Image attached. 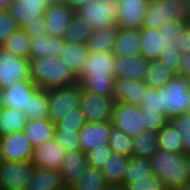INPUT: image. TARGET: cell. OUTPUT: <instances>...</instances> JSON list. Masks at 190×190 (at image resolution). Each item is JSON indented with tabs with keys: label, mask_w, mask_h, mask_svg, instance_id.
Listing matches in <instances>:
<instances>
[{
	"label": "cell",
	"mask_w": 190,
	"mask_h": 190,
	"mask_svg": "<svg viewBox=\"0 0 190 190\" xmlns=\"http://www.w3.org/2000/svg\"><path fill=\"white\" fill-rule=\"evenodd\" d=\"M114 61L115 56L111 52H89L77 77L78 83L89 92L114 98Z\"/></svg>",
	"instance_id": "1"
},
{
	"label": "cell",
	"mask_w": 190,
	"mask_h": 190,
	"mask_svg": "<svg viewBox=\"0 0 190 190\" xmlns=\"http://www.w3.org/2000/svg\"><path fill=\"white\" fill-rule=\"evenodd\" d=\"M31 80L44 90L78 83L63 59L51 56L30 60Z\"/></svg>",
	"instance_id": "2"
},
{
	"label": "cell",
	"mask_w": 190,
	"mask_h": 190,
	"mask_svg": "<svg viewBox=\"0 0 190 190\" xmlns=\"http://www.w3.org/2000/svg\"><path fill=\"white\" fill-rule=\"evenodd\" d=\"M150 163L153 174L168 190H179L190 179L184 152L173 153L159 148L150 158Z\"/></svg>",
	"instance_id": "3"
},
{
	"label": "cell",
	"mask_w": 190,
	"mask_h": 190,
	"mask_svg": "<svg viewBox=\"0 0 190 190\" xmlns=\"http://www.w3.org/2000/svg\"><path fill=\"white\" fill-rule=\"evenodd\" d=\"M157 90L160 93V109L168 120L186 114L188 102L190 101L187 79L175 75Z\"/></svg>",
	"instance_id": "4"
},
{
	"label": "cell",
	"mask_w": 190,
	"mask_h": 190,
	"mask_svg": "<svg viewBox=\"0 0 190 190\" xmlns=\"http://www.w3.org/2000/svg\"><path fill=\"white\" fill-rule=\"evenodd\" d=\"M189 17L185 0H150L143 27L160 30L171 20L187 21Z\"/></svg>",
	"instance_id": "5"
},
{
	"label": "cell",
	"mask_w": 190,
	"mask_h": 190,
	"mask_svg": "<svg viewBox=\"0 0 190 190\" xmlns=\"http://www.w3.org/2000/svg\"><path fill=\"white\" fill-rule=\"evenodd\" d=\"M76 14L92 26V32L107 27H117L116 0H93L76 10Z\"/></svg>",
	"instance_id": "6"
},
{
	"label": "cell",
	"mask_w": 190,
	"mask_h": 190,
	"mask_svg": "<svg viewBox=\"0 0 190 190\" xmlns=\"http://www.w3.org/2000/svg\"><path fill=\"white\" fill-rule=\"evenodd\" d=\"M49 101V120L56 124L65 115L80 107L81 84L47 89Z\"/></svg>",
	"instance_id": "7"
},
{
	"label": "cell",
	"mask_w": 190,
	"mask_h": 190,
	"mask_svg": "<svg viewBox=\"0 0 190 190\" xmlns=\"http://www.w3.org/2000/svg\"><path fill=\"white\" fill-rule=\"evenodd\" d=\"M18 82H33L30 60L16 56L0 46V90L12 87Z\"/></svg>",
	"instance_id": "8"
},
{
	"label": "cell",
	"mask_w": 190,
	"mask_h": 190,
	"mask_svg": "<svg viewBox=\"0 0 190 190\" xmlns=\"http://www.w3.org/2000/svg\"><path fill=\"white\" fill-rule=\"evenodd\" d=\"M141 113L142 109L138 105L115 101L111 121L112 126L133 138L146 131Z\"/></svg>",
	"instance_id": "9"
},
{
	"label": "cell",
	"mask_w": 190,
	"mask_h": 190,
	"mask_svg": "<svg viewBox=\"0 0 190 190\" xmlns=\"http://www.w3.org/2000/svg\"><path fill=\"white\" fill-rule=\"evenodd\" d=\"M114 98L89 92L81 87L80 109L86 122L112 121Z\"/></svg>",
	"instance_id": "10"
},
{
	"label": "cell",
	"mask_w": 190,
	"mask_h": 190,
	"mask_svg": "<svg viewBox=\"0 0 190 190\" xmlns=\"http://www.w3.org/2000/svg\"><path fill=\"white\" fill-rule=\"evenodd\" d=\"M33 170L31 161H3L0 164V190H25Z\"/></svg>",
	"instance_id": "11"
},
{
	"label": "cell",
	"mask_w": 190,
	"mask_h": 190,
	"mask_svg": "<svg viewBox=\"0 0 190 190\" xmlns=\"http://www.w3.org/2000/svg\"><path fill=\"white\" fill-rule=\"evenodd\" d=\"M76 11L63 1H51L45 11L48 36L64 38Z\"/></svg>",
	"instance_id": "12"
},
{
	"label": "cell",
	"mask_w": 190,
	"mask_h": 190,
	"mask_svg": "<svg viewBox=\"0 0 190 190\" xmlns=\"http://www.w3.org/2000/svg\"><path fill=\"white\" fill-rule=\"evenodd\" d=\"M150 0H116L118 6L117 27L140 30L143 27Z\"/></svg>",
	"instance_id": "13"
},
{
	"label": "cell",
	"mask_w": 190,
	"mask_h": 190,
	"mask_svg": "<svg viewBox=\"0 0 190 190\" xmlns=\"http://www.w3.org/2000/svg\"><path fill=\"white\" fill-rule=\"evenodd\" d=\"M4 161H31L34 147L23 131L0 136Z\"/></svg>",
	"instance_id": "14"
},
{
	"label": "cell",
	"mask_w": 190,
	"mask_h": 190,
	"mask_svg": "<svg viewBox=\"0 0 190 190\" xmlns=\"http://www.w3.org/2000/svg\"><path fill=\"white\" fill-rule=\"evenodd\" d=\"M38 89L34 82H18L12 87L0 90V106L21 111L28 117L29 99Z\"/></svg>",
	"instance_id": "15"
},
{
	"label": "cell",
	"mask_w": 190,
	"mask_h": 190,
	"mask_svg": "<svg viewBox=\"0 0 190 190\" xmlns=\"http://www.w3.org/2000/svg\"><path fill=\"white\" fill-rule=\"evenodd\" d=\"M50 0H13L7 7L18 26L23 29L38 17L44 16Z\"/></svg>",
	"instance_id": "16"
},
{
	"label": "cell",
	"mask_w": 190,
	"mask_h": 190,
	"mask_svg": "<svg viewBox=\"0 0 190 190\" xmlns=\"http://www.w3.org/2000/svg\"><path fill=\"white\" fill-rule=\"evenodd\" d=\"M111 128V121L86 122L78 135L81 151L87 153L96 147L108 144Z\"/></svg>",
	"instance_id": "17"
},
{
	"label": "cell",
	"mask_w": 190,
	"mask_h": 190,
	"mask_svg": "<svg viewBox=\"0 0 190 190\" xmlns=\"http://www.w3.org/2000/svg\"><path fill=\"white\" fill-rule=\"evenodd\" d=\"M67 150L61 148L53 139L34 148L31 159L35 167L59 170Z\"/></svg>",
	"instance_id": "18"
},
{
	"label": "cell",
	"mask_w": 190,
	"mask_h": 190,
	"mask_svg": "<svg viewBox=\"0 0 190 190\" xmlns=\"http://www.w3.org/2000/svg\"><path fill=\"white\" fill-rule=\"evenodd\" d=\"M141 56L147 60L158 59L164 47H175L158 29L142 27L140 30Z\"/></svg>",
	"instance_id": "19"
},
{
	"label": "cell",
	"mask_w": 190,
	"mask_h": 190,
	"mask_svg": "<svg viewBox=\"0 0 190 190\" xmlns=\"http://www.w3.org/2000/svg\"><path fill=\"white\" fill-rule=\"evenodd\" d=\"M87 156L81 150H68L63 159L60 173L67 188L74 185L88 167Z\"/></svg>",
	"instance_id": "20"
},
{
	"label": "cell",
	"mask_w": 190,
	"mask_h": 190,
	"mask_svg": "<svg viewBox=\"0 0 190 190\" xmlns=\"http://www.w3.org/2000/svg\"><path fill=\"white\" fill-rule=\"evenodd\" d=\"M148 86L144 81L115 78L114 100L132 105H140Z\"/></svg>",
	"instance_id": "21"
},
{
	"label": "cell",
	"mask_w": 190,
	"mask_h": 190,
	"mask_svg": "<svg viewBox=\"0 0 190 190\" xmlns=\"http://www.w3.org/2000/svg\"><path fill=\"white\" fill-rule=\"evenodd\" d=\"M150 60L143 56L132 58L115 57L114 73L115 78H126L136 81H144Z\"/></svg>",
	"instance_id": "22"
},
{
	"label": "cell",
	"mask_w": 190,
	"mask_h": 190,
	"mask_svg": "<svg viewBox=\"0 0 190 190\" xmlns=\"http://www.w3.org/2000/svg\"><path fill=\"white\" fill-rule=\"evenodd\" d=\"M59 170L35 167L25 190H65Z\"/></svg>",
	"instance_id": "23"
},
{
	"label": "cell",
	"mask_w": 190,
	"mask_h": 190,
	"mask_svg": "<svg viewBox=\"0 0 190 190\" xmlns=\"http://www.w3.org/2000/svg\"><path fill=\"white\" fill-rule=\"evenodd\" d=\"M112 53L115 57L122 58L141 56L139 30L118 27L116 42Z\"/></svg>",
	"instance_id": "24"
},
{
	"label": "cell",
	"mask_w": 190,
	"mask_h": 190,
	"mask_svg": "<svg viewBox=\"0 0 190 190\" xmlns=\"http://www.w3.org/2000/svg\"><path fill=\"white\" fill-rule=\"evenodd\" d=\"M66 45L63 38H54L48 35L34 36L31 38L29 48V60L51 56L58 58L61 56Z\"/></svg>",
	"instance_id": "25"
},
{
	"label": "cell",
	"mask_w": 190,
	"mask_h": 190,
	"mask_svg": "<svg viewBox=\"0 0 190 190\" xmlns=\"http://www.w3.org/2000/svg\"><path fill=\"white\" fill-rule=\"evenodd\" d=\"M54 130L55 124H53L49 119H28L27 125L24 127L23 132L35 148L53 139Z\"/></svg>",
	"instance_id": "26"
},
{
	"label": "cell",
	"mask_w": 190,
	"mask_h": 190,
	"mask_svg": "<svg viewBox=\"0 0 190 190\" xmlns=\"http://www.w3.org/2000/svg\"><path fill=\"white\" fill-rule=\"evenodd\" d=\"M89 50L87 44L66 42L65 48L60 56L77 78L83 65L87 61Z\"/></svg>",
	"instance_id": "27"
},
{
	"label": "cell",
	"mask_w": 190,
	"mask_h": 190,
	"mask_svg": "<svg viewBox=\"0 0 190 190\" xmlns=\"http://www.w3.org/2000/svg\"><path fill=\"white\" fill-rule=\"evenodd\" d=\"M118 27H107L94 31L87 41L89 52H111L116 42Z\"/></svg>",
	"instance_id": "28"
},
{
	"label": "cell",
	"mask_w": 190,
	"mask_h": 190,
	"mask_svg": "<svg viewBox=\"0 0 190 190\" xmlns=\"http://www.w3.org/2000/svg\"><path fill=\"white\" fill-rule=\"evenodd\" d=\"M132 139V157L150 159L159 149L158 132L144 131Z\"/></svg>",
	"instance_id": "29"
},
{
	"label": "cell",
	"mask_w": 190,
	"mask_h": 190,
	"mask_svg": "<svg viewBox=\"0 0 190 190\" xmlns=\"http://www.w3.org/2000/svg\"><path fill=\"white\" fill-rule=\"evenodd\" d=\"M129 160L130 157L112 153L101 169L108 184L123 185V179Z\"/></svg>",
	"instance_id": "30"
},
{
	"label": "cell",
	"mask_w": 190,
	"mask_h": 190,
	"mask_svg": "<svg viewBox=\"0 0 190 190\" xmlns=\"http://www.w3.org/2000/svg\"><path fill=\"white\" fill-rule=\"evenodd\" d=\"M27 122L28 117L25 113L12 108L3 107L0 113V136L23 131Z\"/></svg>",
	"instance_id": "31"
},
{
	"label": "cell",
	"mask_w": 190,
	"mask_h": 190,
	"mask_svg": "<svg viewBox=\"0 0 190 190\" xmlns=\"http://www.w3.org/2000/svg\"><path fill=\"white\" fill-rule=\"evenodd\" d=\"M175 74L164 66L158 59L149 62L144 82L150 88L158 89L169 82Z\"/></svg>",
	"instance_id": "32"
},
{
	"label": "cell",
	"mask_w": 190,
	"mask_h": 190,
	"mask_svg": "<svg viewBox=\"0 0 190 190\" xmlns=\"http://www.w3.org/2000/svg\"><path fill=\"white\" fill-rule=\"evenodd\" d=\"M153 175V167L151 166L150 159L130 157L127 164L123 185L134 182V180H141Z\"/></svg>",
	"instance_id": "33"
},
{
	"label": "cell",
	"mask_w": 190,
	"mask_h": 190,
	"mask_svg": "<svg viewBox=\"0 0 190 190\" xmlns=\"http://www.w3.org/2000/svg\"><path fill=\"white\" fill-rule=\"evenodd\" d=\"M158 145L160 149L165 151L183 152L181 133L170 121L158 132Z\"/></svg>",
	"instance_id": "34"
},
{
	"label": "cell",
	"mask_w": 190,
	"mask_h": 190,
	"mask_svg": "<svg viewBox=\"0 0 190 190\" xmlns=\"http://www.w3.org/2000/svg\"><path fill=\"white\" fill-rule=\"evenodd\" d=\"M108 185L100 169L88 166L84 174L71 186L73 190H105Z\"/></svg>",
	"instance_id": "35"
},
{
	"label": "cell",
	"mask_w": 190,
	"mask_h": 190,
	"mask_svg": "<svg viewBox=\"0 0 190 190\" xmlns=\"http://www.w3.org/2000/svg\"><path fill=\"white\" fill-rule=\"evenodd\" d=\"M92 33V26L75 14L63 39L66 42L87 44Z\"/></svg>",
	"instance_id": "36"
},
{
	"label": "cell",
	"mask_w": 190,
	"mask_h": 190,
	"mask_svg": "<svg viewBox=\"0 0 190 190\" xmlns=\"http://www.w3.org/2000/svg\"><path fill=\"white\" fill-rule=\"evenodd\" d=\"M28 119H49L48 91L39 88L29 99Z\"/></svg>",
	"instance_id": "37"
},
{
	"label": "cell",
	"mask_w": 190,
	"mask_h": 190,
	"mask_svg": "<svg viewBox=\"0 0 190 190\" xmlns=\"http://www.w3.org/2000/svg\"><path fill=\"white\" fill-rule=\"evenodd\" d=\"M30 45L31 37L20 28L6 40L2 47L16 56L29 59Z\"/></svg>",
	"instance_id": "38"
},
{
	"label": "cell",
	"mask_w": 190,
	"mask_h": 190,
	"mask_svg": "<svg viewBox=\"0 0 190 190\" xmlns=\"http://www.w3.org/2000/svg\"><path fill=\"white\" fill-rule=\"evenodd\" d=\"M132 144V137H129L120 129L112 126L109 135L108 145L113 153L132 157Z\"/></svg>",
	"instance_id": "39"
},
{
	"label": "cell",
	"mask_w": 190,
	"mask_h": 190,
	"mask_svg": "<svg viewBox=\"0 0 190 190\" xmlns=\"http://www.w3.org/2000/svg\"><path fill=\"white\" fill-rule=\"evenodd\" d=\"M86 124L84 114L79 108H75L55 124L54 131H77L78 133Z\"/></svg>",
	"instance_id": "40"
},
{
	"label": "cell",
	"mask_w": 190,
	"mask_h": 190,
	"mask_svg": "<svg viewBox=\"0 0 190 190\" xmlns=\"http://www.w3.org/2000/svg\"><path fill=\"white\" fill-rule=\"evenodd\" d=\"M177 131L181 133L183 152H190V115L182 114L169 120Z\"/></svg>",
	"instance_id": "41"
},
{
	"label": "cell",
	"mask_w": 190,
	"mask_h": 190,
	"mask_svg": "<svg viewBox=\"0 0 190 190\" xmlns=\"http://www.w3.org/2000/svg\"><path fill=\"white\" fill-rule=\"evenodd\" d=\"M112 153L108 144L96 147L86 153L88 165L101 170Z\"/></svg>",
	"instance_id": "42"
},
{
	"label": "cell",
	"mask_w": 190,
	"mask_h": 190,
	"mask_svg": "<svg viewBox=\"0 0 190 190\" xmlns=\"http://www.w3.org/2000/svg\"><path fill=\"white\" fill-rule=\"evenodd\" d=\"M20 27L7 9L0 10V46Z\"/></svg>",
	"instance_id": "43"
},
{
	"label": "cell",
	"mask_w": 190,
	"mask_h": 190,
	"mask_svg": "<svg viewBox=\"0 0 190 190\" xmlns=\"http://www.w3.org/2000/svg\"><path fill=\"white\" fill-rule=\"evenodd\" d=\"M77 131H54V140L61 147L68 150H81Z\"/></svg>",
	"instance_id": "44"
},
{
	"label": "cell",
	"mask_w": 190,
	"mask_h": 190,
	"mask_svg": "<svg viewBox=\"0 0 190 190\" xmlns=\"http://www.w3.org/2000/svg\"><path fill=\"white\" fill-rule=\"evenodd\" d=\"M126 190H168L163 181L154 174L141 180H134L125 186Z\"/></svg>",
	"instance_id": "45"
},
{
	"label": "cell",
	"mask_w": 190,
	"mask_h": 190,
	"mask_svg": "<svg viewBox=\"0 0 190 190\" xmlns=\"http://www.w3.org/2000/svg\"><path fill=\"white\" fill-rule=\"evenodd\" d=\"M146 131L159 132L169 121L163 113L142 111Z\"/></svg>",
	"instance_id": "46"
},
{
	"label": "cell",
	"mask_w": 190,
	"mask_h": 190,
	"mask_svg": "<svg viewBox=\"0 0 190 190\" xmlns=\"http://www.w3.org/2000/svg\"><path fill=\"white\" fill-rule=\"evenodd\" d=\"M158 60L175 75H178L180 54L175 47H164Z\"/></svg>",
	"instance_id": "47"
},
{
	"label": "cell",
	"mask_w": 190,
	"mask_h": 190,
	"mask_svg": "<svg viewBox=\"0 0 190 190\" xmlns=\"http://www.w3.org/2000/svg\"><path fill=\"white\" fill-rule=\"evenodd\" d=\"M142 111L163 113L160 109V93L157 89L147 87L143 101L140 103Z\"/></svg>",
	"instance_id": "48"
},
{
	"label": "cell",
	"mask_w": 190,
	"mask_h": 190,
	"mask_svg": "<svg viewBox=\"0 0 190 190\" xmlns=\"http://www.w3.org/2000/svg\"><path fill=\"white\" fill-rule=\"evenodd\" d=\"M187 26V21L171 20L160 28V31L170 41H176L178 36Z\"/></svg>",
	"instance_id": "49"
},
{
	"label": "cell",
	"mask_w": 190,
	"mask_h": 190,
	"mask_svg": "<svg viewBox=\"0 0 190 190\" xmlns=\"http://www.w3.org/2000/svg\"><path fill=\"white\" fill-rule=\"evenodd\" d=\"M23 30L32 38L34 36L48 35L46 31V22L44 16L38 17V20L29 22Z\"/></svg>",
	"instance_id": "50"
},
{
	"label": "cell",
	"mask_w": 190,
	"mask_h": 190,
	"mask_svg": "<svg viewBox=\"0 0 190 190\" xmlns=\"http://www.w3.org/2000/svg\"><path fill=\"white\" fill-rule=\"evenodd\" d=\"M174 46L179 54L190 53V28L185 27L177 40L174 41Z\"/></svg>",
	"instance_id": "51"
},
{
	"label": "cell",
	"mask_w": 190,
	"mask_h": 190,
	"mask_svg": "<svg viewBox=\"0 0 190 190\" xmlns=\"http://www.w3.org/2000/svg\"><path fill=\"white\" fill-rule=\"evenodd\" d=\"M178 75L190 80V53L180 54Z\"/></svg>",
	"instance_id": "52"
},
{
	"label": "cell",
	"mask_w": 190,
	"mask_h": 190,
	"mask_svg": "<svg viewBox=\"0 0 190 190\" xmlns=\"http://www.w3.org/2000/svg\"><path fill=\"white\" fill-rule=\"evenodd\" d=\"M62 1L65 2L67 5H69L72 9H74L76 11L81 6H83L93 0H62Z\"/></svg>",
	"instance_id": "53"
},
{
	"label": "cell",
	"mask_w": 190,
	"mask_h": 190,
	"mask_svg": "<svg viewBox=\"0 0 190 190\" xmlns=\"http://www.w3.org/2000/svg\"><path fill=\"white\" fill-rule=\"evenodd\" d=\"M105 190H126L124 185L119 184H108Z\"/></svg>",
	"instance_id": "54"
},
{
	"label": "cell",
	"mask_w": 190,
	"mask_h": 190,
	"mask_svg": "<svg viewBox=\"0 0 190 190\" xmlns=\"http://www.w3.org/2000/svg\"><path fill=\"white\" fill-rule=\"evenodd\" d=\"M13 0H0V10L7 9L8 5L12 2Z\"/></svg>",
	"instance_id": "55"
},
{
	"label": "cell",
	"mask_w": 190,
	"mask_h": 190,
	"mask_svg": "<svg viewBox=\"0 0 190 190\" xmlns=\"http://www.w3.org/2000/svg\"><path fill=\"white\" fill-rule=\"evenodd\" d=\"M186 166H187L188 174H189V178H190V152L186 153Z\"/></svg>",
	"instance_id": "56"
},
{
	"label": "cell",
	"mask_w": 190,
	"mask_h": 190,
	"mask_svg": "<svg viewBox=\"0 0 190 190\" xmlns=\"http://www.w3.org/2000/svg\"><path fill=\"white\" fill-rule=\"evenodd\" d=\"M179 190H190V179Z\"/></svg>",
	"instance_id": "57"
},
{
	"label": "cell",
	"mask_w": 190,
	"mask_h": 190,
	"mask_svg": "<svg viewBox=\"0 0 190 190\" xmlns=\"http://www.w3.org/2000/svg\"><path fill=\"white\" fill-rule=\"evenodd\" d=\"M188 89H189V94H190V80H188ZM186 113L190 115V101L188 102V108H187Z\"/></svg>",
	"instance_id": "58"
},
{
	"label": "cell",
	"mask_w": 190,
	"mask_h": 190,
	"mask_svg": "<svg viewBox=\"0 0 190 190\" xmlns=\"http://www.w3.org/2000/svg\"><path fill=\"white\" fill-rule=\"evenodd\" d=\"M4 161L3 154H2V144L0 141V164Z\"/></svg>",
	"instance_id": "59"
},
{
	"label": "cell",
	"mask_w": 190,
	"mask_h": 190,
	"mask_svg": "<svg viewBox=\"0 0 190 190\" xmlns=\"http://www.w3.org/2000/svg\"><path fill=\"white\" fill-rule=\"evenodd\" d=\"M186 2V6H187V11L189 13V16H190V0H185Z\"/></svg>",
	"instance_id": "60"
},
{
	"label": "cell",
	"mask_w": 190,
	"mask_h": 190,
	"mask_svg": "<svg viewBox=\"0 0 190 190\" xmlns=\"http://www.w3.org/2000/svg\"><path fill=\"white\" fill-rule=\"evenodd\" d=\"M187 27L190 28V17L187 19Z\"/></svg>",
	"instance_id": "61"
}]
</instances>
